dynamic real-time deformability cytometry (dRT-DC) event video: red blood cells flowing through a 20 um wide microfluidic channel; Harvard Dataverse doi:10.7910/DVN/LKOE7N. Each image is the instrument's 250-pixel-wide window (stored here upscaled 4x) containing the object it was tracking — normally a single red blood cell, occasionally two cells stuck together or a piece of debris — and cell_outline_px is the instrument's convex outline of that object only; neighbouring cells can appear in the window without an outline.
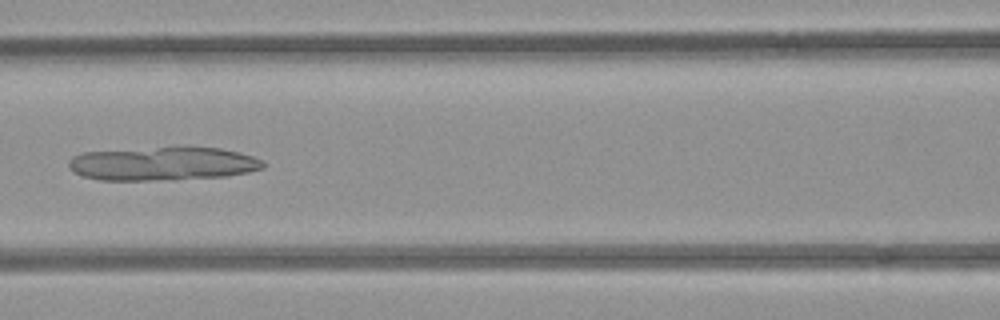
{"species": "common noctule bat (a hibernating species)", "species_latin": "Nyctalus noctula", "temperature_condition": "room temperature", "stored_images_in_passage": 7, "camera_frame_rate_fps": 3000, "um_per_image_px": 0.085, "animal": {"sex": "female", "body_mass_g": 21.9}, "frame": {"image": 1, "passage_image": 7, "time_ms": 6.667, "image_size_px": [1000, 320], "cell_outline_px": [[264, 168], [248, 172], [228, 176], [168, 180], [100, 180], [84, 176], [68, 168], [68, 160], [72, 156], [84, 152], [160, 148], [220, 148], [240, 152], [264, 160]], "centroid_in_image_um": [13.87, 13.93], "position_along_channel_um": 152.7, "area_um2": 37.69}}